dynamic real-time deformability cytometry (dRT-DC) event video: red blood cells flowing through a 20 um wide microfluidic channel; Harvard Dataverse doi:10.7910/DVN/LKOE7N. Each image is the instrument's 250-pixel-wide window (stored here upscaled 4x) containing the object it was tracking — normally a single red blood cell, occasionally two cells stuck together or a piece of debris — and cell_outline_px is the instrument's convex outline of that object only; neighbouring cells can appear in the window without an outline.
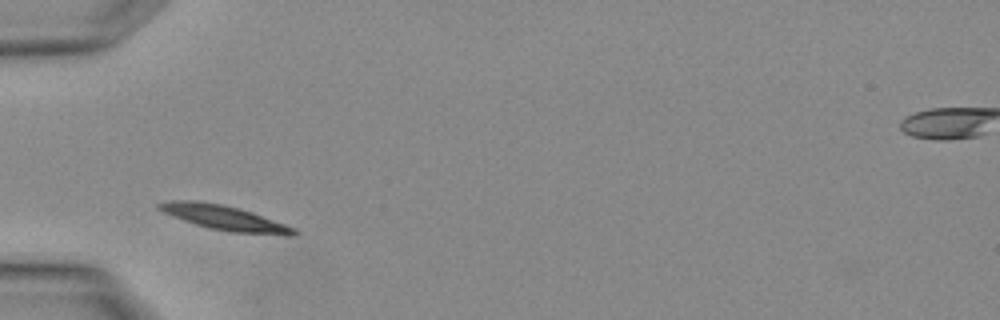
{"species": "Egyptian fruit bat (a non-hibernating species)", "species_latin": "Rousettus aegyptiacus", "temperature_condition": "warm", "stored_images_in_passage": 4, "camera_frame_rate_fps": 3000, "um_per_image_px": 0.085, "animal": {"sex": "female"}, "frame": {"image": 1, "passage_image": 4, "time_ms": 1.0, "image_size_px": [1000, 320], "cell_outline_px": [[300, 232], [296, 236], [288, 236], [232, 232], [208, 228], [172, 216], [156, 208], [156, 204], [172, 200], [192, 200], [220, 204], [240, 208], [252, 212], [296, 228]], "centroid_in_image_um": [19.14, 18.53], "position_along_channel_um": 65.9, "area_um2": 19.54}}